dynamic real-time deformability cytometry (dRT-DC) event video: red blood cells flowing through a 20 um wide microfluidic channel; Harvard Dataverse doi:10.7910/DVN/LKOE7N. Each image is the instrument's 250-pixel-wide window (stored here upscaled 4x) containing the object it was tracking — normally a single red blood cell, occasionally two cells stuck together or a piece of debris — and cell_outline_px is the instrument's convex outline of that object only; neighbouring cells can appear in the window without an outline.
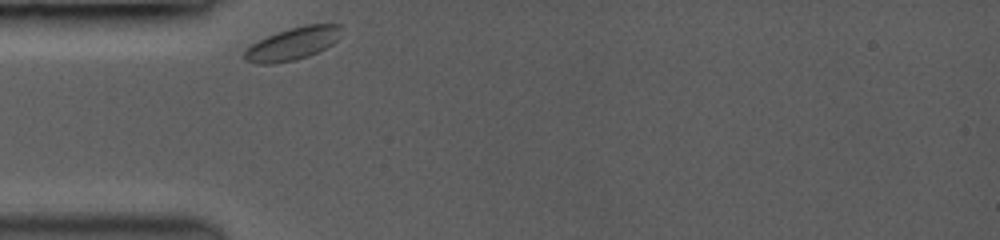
{"species": "common noctule bat (a hibernating species)", "species_latin": "Nyctalus noctula", "temperature_condition": "room temperature", "stored_images_in_passage": 35, "camera_frame_rate_fps": 3500, "um_per_image_px": 0.085, "animal": {"sex": "female", "body_mass_g": 19.0, "forearm_length_mm": 53.3}, "frame": {"image": 1, "passage_image": 1, "time_ms": 0.0, "image_size_px": [1000, 240], "cell_outline_px": [[344, 28], [340, 36], [332, 44], [308, 56], [296, 60], [272, 64], [260, 64], [244, 60], [244, 52], [252, 44], [276, 32], [304, 24], [340, 24]], "centroid_in_image_um": [24.91, 3.7], "position_along_channel_um": 60.1, "area_um2": 18.38}}
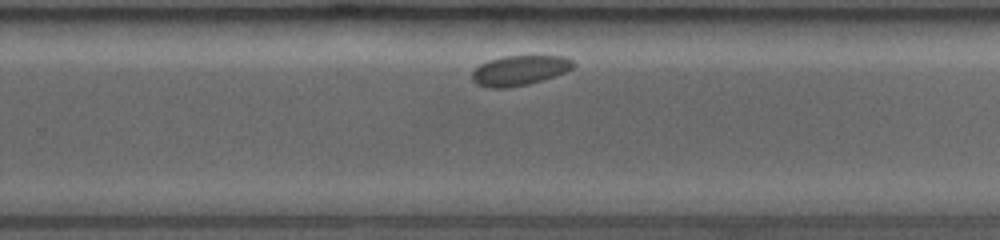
{"frame": {"image": 2, "passage_image": 24, "time_ms": 6.571, "image_size_px": [1000, 240], "cell_outline_px": [[576, 64], [572, 68], [564, 72], [528, 84], [504, 88], [492, 88], [480, 84], [472, 80], [472, 72], [480, 64], [504, 56], [564, 56], [572, 60]], "centroid_in_image_um": [44.17, 5.97], "position_along_channel_um": 285.6, "area_um2": 17.22}}
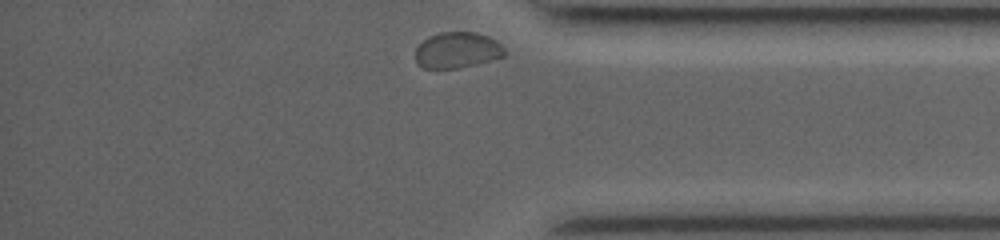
{"frame": {"image": 3, "passage_image": 35, "time_ms": 9.714, "image_size_px": [1000, 240], "cell_outline_px": [[508, 52], [504, 56], [476, 64], [456, 68], [424, 68], [416, 60], [416, 48], [428, 36], [440, 32], [476, 32], [488, 36], [496, 40]], "centroid_in_image_um": [38.9, 4.25], "position_along_channel_um": 396.3, "area_um2": 18.61}}